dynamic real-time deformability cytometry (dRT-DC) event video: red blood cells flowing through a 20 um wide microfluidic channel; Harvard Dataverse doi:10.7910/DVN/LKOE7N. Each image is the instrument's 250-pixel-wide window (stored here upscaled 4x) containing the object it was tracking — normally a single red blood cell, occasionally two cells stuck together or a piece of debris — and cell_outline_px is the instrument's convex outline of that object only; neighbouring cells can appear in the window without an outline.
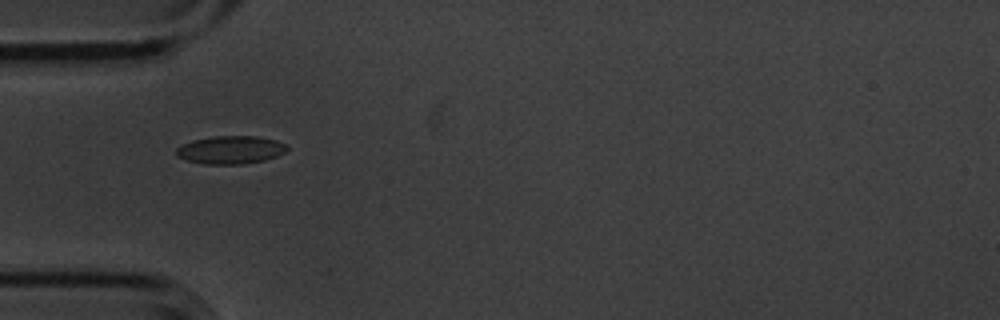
{"species": "common noctule bat (a hibernating species)", "species_latin": "Nyctalus noctula", "temperature_condition": "cold", "stored_images_in_passage": 7, "camera_frame_rate_fps": 3000, "um_per_image_px": 0.085, "animal": {"sex": "male", "body_mass_g": 20.1, "forearm_length_mm": 53.5}, "frame": {"image": 1, "passage_image": 3, "time_ms": 0.667, "image_size_px": [1000, 320], "cell_outline_px": [[288, 148], [284, 152], [276, 156], [264, 160], [244, 164], [204, 164], [188, 160], [176, 156], [176, 148], [192, 140], [212, 136], [256, 136], [276, 140], [288, 144]], "centroid_in_image_um": [19.61, 12.73], "position_along_channel_um": 65.4, "area_um2": 18.09}}
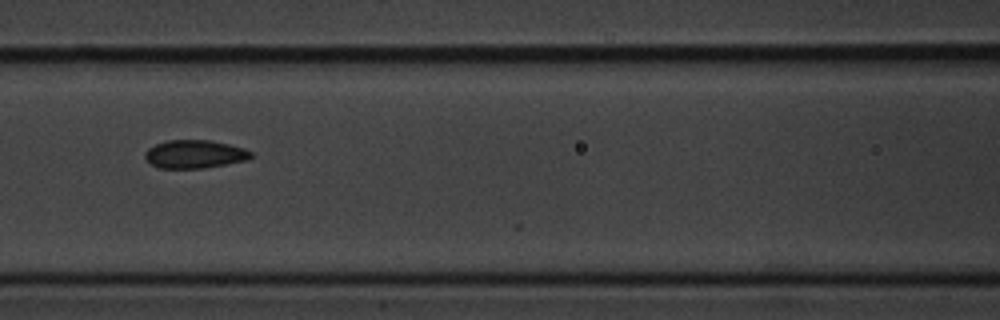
{"frame": {"image": 2, "passage_image": 5, "time_ms": 1.333, "image_size_px": [1000, 320], "cell_outline_px": [[252, 156], [248, 160], [228, 164], [204, 168], [160, 168], [152, 164], [144, 156], [144, 152], [148, 148], [156, 144], [168, 140], [208, 140], [228, 144], [244, 148], [252, 152]], "centroid_in_image_um": [16.56, 13.1], "position_along_channel_um": 150.0, "area_um2": 17.4}}
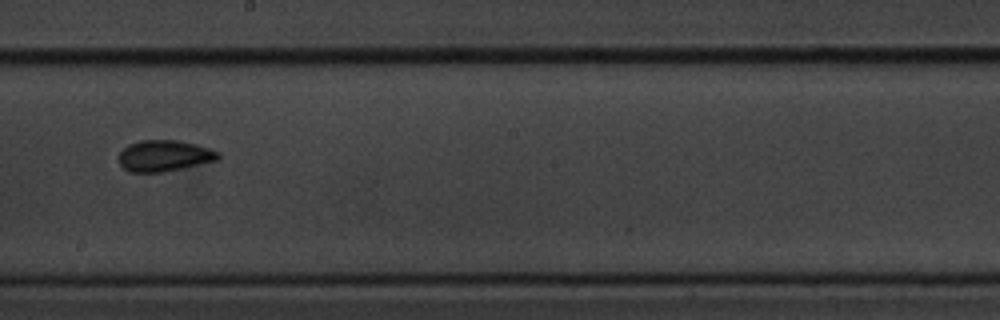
{"frame": {"image": 3, "passage_image": 7, "time_ms": 2.0, "image_size_px": [1000, 320], "cell_outline_px": [[220, 156], [216, 160], [184, 168], [164, 172], [128, 172], [116, 160], [116, 156], [128, 144], [140, 140], [176, 140], [196, 144], [220, 152]], "centroid_in_image_um": [13.91, 13.24], "position_along_channel_um": 234.3, "area_um2": 18.26}}